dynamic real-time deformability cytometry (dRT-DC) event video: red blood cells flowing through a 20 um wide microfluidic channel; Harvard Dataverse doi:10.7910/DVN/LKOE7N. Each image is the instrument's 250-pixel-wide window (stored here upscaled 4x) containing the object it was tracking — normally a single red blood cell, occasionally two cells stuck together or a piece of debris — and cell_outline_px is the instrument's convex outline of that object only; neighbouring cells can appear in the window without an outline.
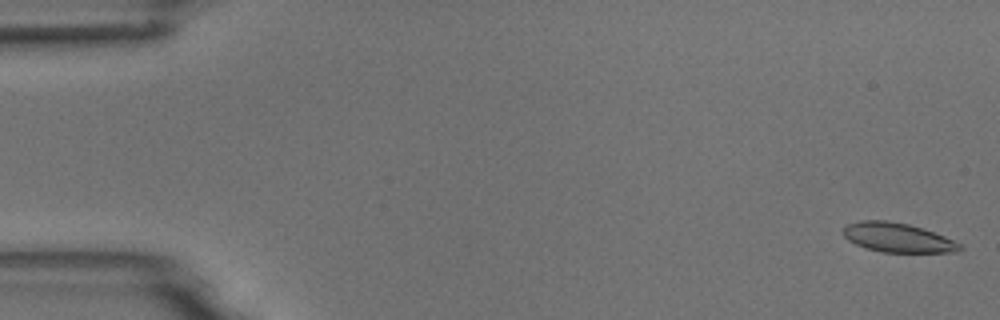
{"species": "common noctule bat (a hibernating species)", "species_latin": "Nyctalus noctula", "temperature_condition": "room temperature", "stored_images_in_passage": 15, "camera_frame_rate_fps": 3000, "um_per_image_px": 0.085, "animal": {"sex": "male", "body_mass_g": 18.8}, "frame": {"image": 1, "passage_image": 2, "time_ms": 0.333, "image_size_px": [1000, 320], "cell_outline_px": [[964, 248], [956, 252], [884, 252], [864, 248], [848, 240], [840, 232], [848, 224], [860, 220], [888, 220], [908, 224], [924, 228], [944, 236], [960, 244]], "centroid_in_image_um": [76.27, 20.19], "position_along_channel_um": 8.7, "area_um2": 20.0}}